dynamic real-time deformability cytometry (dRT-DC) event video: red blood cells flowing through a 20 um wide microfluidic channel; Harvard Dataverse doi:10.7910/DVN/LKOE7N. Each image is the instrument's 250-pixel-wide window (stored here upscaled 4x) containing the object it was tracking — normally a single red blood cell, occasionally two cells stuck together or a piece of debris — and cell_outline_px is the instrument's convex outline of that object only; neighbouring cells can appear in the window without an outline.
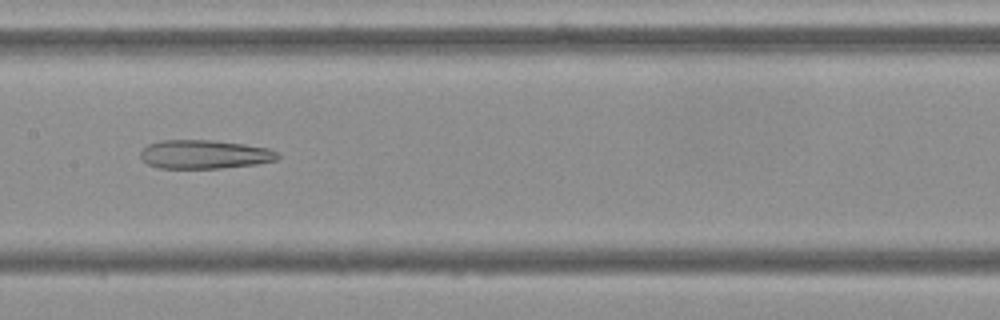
{"species": "Egyptian fruit bat (a non-hibernating species)", "species_latin": "Rousettus aegyptiacus", "temperature_condition": "cold", "stored_images_in_passage": 40, "camera_frame_rate_fps": 3000, "um_per_image_px": 0.085, "frame": {"image": 1, "passage_image": 13, "time_ms": 4.0, "image_size_px": [1000, 320], "cell_outline_px": [[280, 156], [276, 160], [256, 164], [220, 168], [160, 168], [148, 164], [140, 156], [140, 152], [148, 144], [160, 140], [212, 140], [244, 144], [268, 148], [280, 152]], "centroid_in_image_um": [17.4, 13.11], "position_along_channel_um": 190.0, "area_um2": 23.0}}
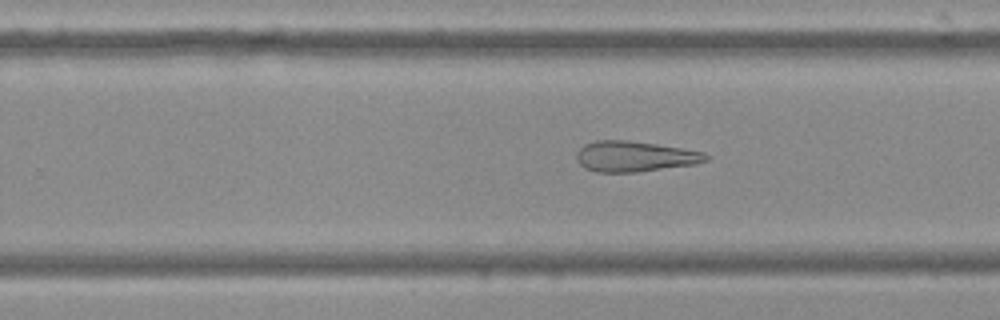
{"frame": {"image": 2, "passage_image": 20, "time_ms": 6.333, "image_size_px": [1000, 320], "cell_outline_px": [[708, 160], [696, 164], [636, 172], [596, 172], [584, 168], [576, 160], [576, 152], [584, 144], [596, 140], [628, 140], [656, 144], [704, 152], [708, 156]], "centroid_in_image_um": [53.91, 13.29], "position_along_channel_um": 275.9, "area_um2": 23.06}}
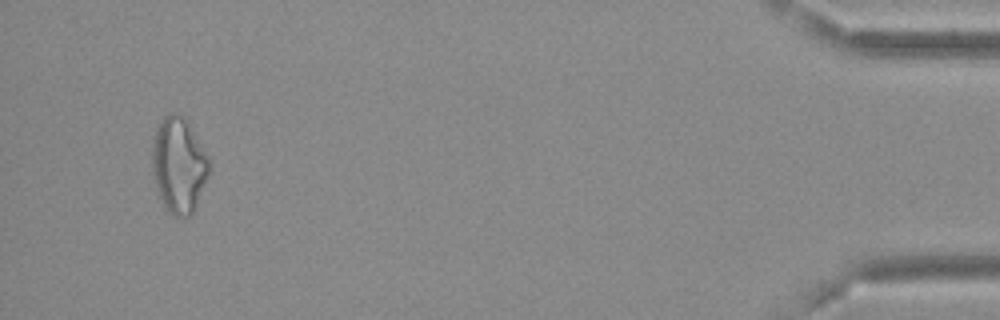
{"frame": {"image": 3, "passage_image": 38, "time_ms": 12.333, "image_size_px": [1000, 320], "cell_outline_px": [[208, 176], [196, 204], [192, 212], [188, 216], [172, 216], [168, 212], [156, 192], [152, 172], [152, 144], [156, 128], [164, 116], [168, 112], [172, 112], [184, 116], [208, 156]], "centroid_in_image_um": [15.15, 14.03], "position_along_channel_um": 420.0, "area_um2": 31.62}, "authors_computed_cell_mechanics": {"area_um2": 25.9233, "velocity_mm_per_s": 3.6847, "shape_relaxation_time_tau1_ms": null, "shape_relaxation_time_tau2_ms": 10.8014, "deformation_change_tau1": null, "deformation_change_tau2": 0.3006}}